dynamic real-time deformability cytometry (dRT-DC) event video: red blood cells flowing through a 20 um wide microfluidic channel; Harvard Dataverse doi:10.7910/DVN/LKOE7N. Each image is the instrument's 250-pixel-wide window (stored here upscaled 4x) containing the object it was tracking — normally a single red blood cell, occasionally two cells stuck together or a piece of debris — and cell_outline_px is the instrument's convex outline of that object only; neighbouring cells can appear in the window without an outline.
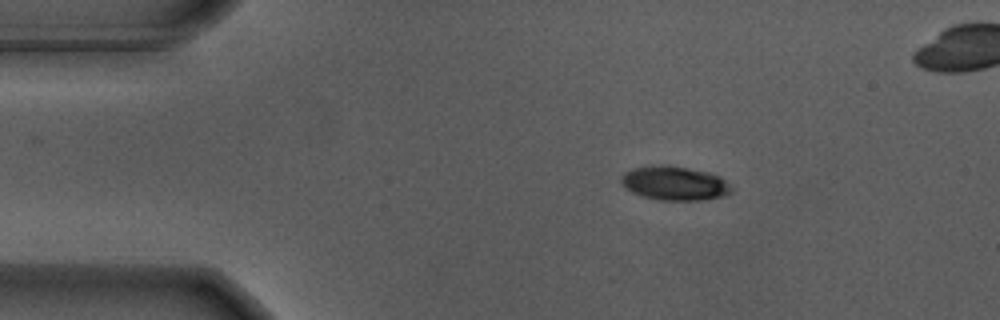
{"species": "Egyptian fruit bat (a non-hibernating species)", "species_latin": "Rousettus aegyptiacus", "temperature_condition": "warm", "stored_images_in_passage": 48, "camera_frame_rate_fps": 3000, "um_per_image_px": 0.085, "animal": {"sex": "male"}, "frame": {"image": 1, "passage_image": 1, "time_ms": 0.0, "image_size_px": [1000, 320], "cell_outline_px": [[732, 192], [720, 196], [696, 200], [660, 200], [640, 196], [632, 192], [620, 180], [620, 176], [624, 172], [632, 168], [688, 168], [708, 172], [720, 176], [732, 188]], "centroid_in_image_um": [57.34, 15.62], "position_along_channel_um": 27.7, "area_um2": 20.87}}
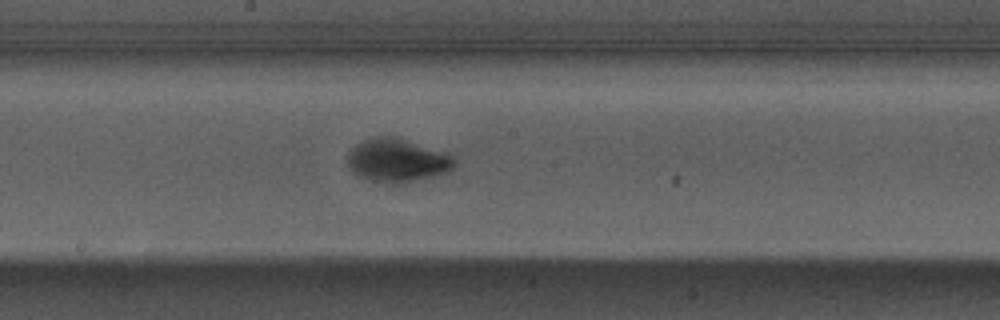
{"frame": {"image": 2, "passage_image": 21, "time_ms": 6.667, "image_size_px": [1000, 320], "cell_outline_px": [[456, 164], [448, 172], [400, 184], [392, 184], [368, 180], [352, 172], [348, 168], [344, 156], [356, 144], [372, 136], [392, 136], [448, 152], [456, 156]], "centroid_in_image_um": [33.74, 13.63], "position_along_channel_um": 214.5, "area_um2": 27.57}}
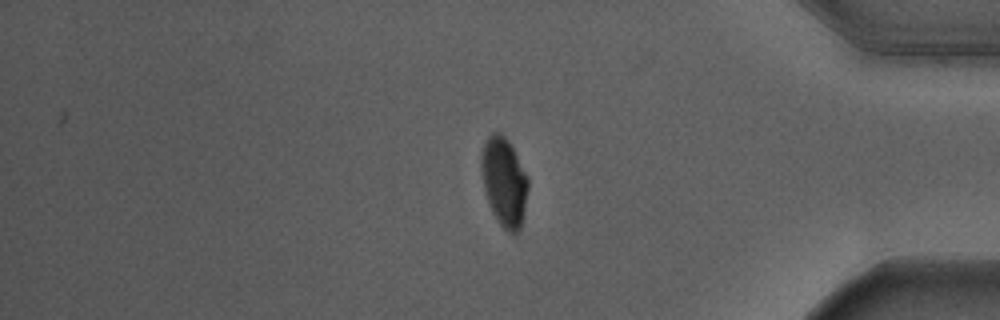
{"frame": {"image": 3, "passage_image": 38, "time_ms": 12.333, "image_size_px": [1000, 320], "cell_outline_px": [[528, 188], [520, 228], [516, 232], [508, 232], [496, 220], [492, 212], [484, 188], [480, 168], [480, 156], [484, 144], [488, 136], [492, 132], [500, 132], [508, 140], [528, 180]], "centroid_in_image_um": [42.81, 15.43], "position_along_channel_um": 392.4, "area_um2": 23.76}, "authors_computed_cell_mechanics": {"area_um2": 24.0737, "velocity_mm_per_s": 3.6619, "shape_relaxation_time_tau1_ms": 1.9135, "shape_relaxation_time_tau2_ms": null, "deformation_change_tau1": 0.173, "deformation_change_tau2": null}}